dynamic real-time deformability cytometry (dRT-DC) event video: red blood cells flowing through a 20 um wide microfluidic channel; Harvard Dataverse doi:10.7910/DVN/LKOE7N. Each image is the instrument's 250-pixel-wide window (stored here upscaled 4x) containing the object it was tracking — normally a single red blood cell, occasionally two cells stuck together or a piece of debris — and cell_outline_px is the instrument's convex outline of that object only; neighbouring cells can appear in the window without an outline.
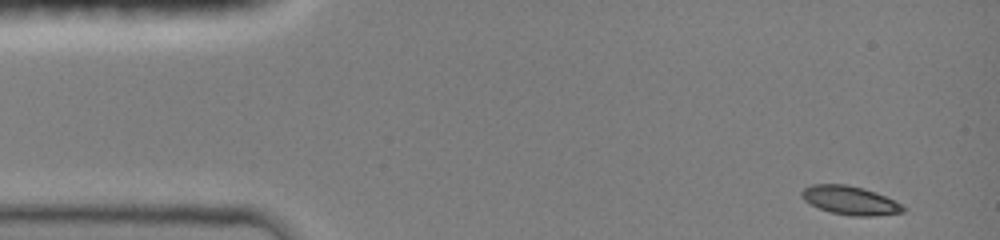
{"species": "common noctule bat (a hibernating species)", "species_latin": "Nyctalus noctula", "temperature_condition": "room temperature", "stored_images_in_passage": 44, "camera_frame_rate_fps": 3000, "um_per_image_px": 0.085, "animal": {"sex": "female", "body_mass_g": 19.0, "forearm_length_mm": 51.5}, "frame": {"image": 1, "passage_image": 1, "time_ms": 0.0, "image_size_px": [1000, 240], "cell_outline_px": [[908, 208], [904, 212], [872, 216], [852, 216], [832, 212], [820, 208], [804, 200], [800, 196], [800, 192], [804, 188], [812, 184], [848, 184], [864, 188], [876, 192], [896, 200]], "centroid_in_image_um": [72.3, 17.02], "position_along_channel_um": 12.7, "area_um2": 17.11}}
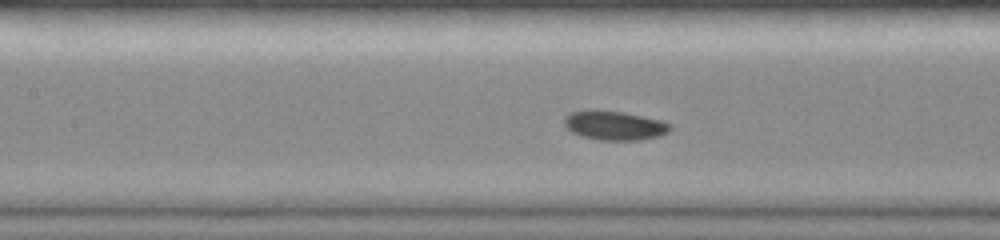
{"frame": {"image": 2, "passage_image": 19, "time_ms": 6.0, "image_size_px": [1000, 240], "cell_outline_px": [[672, 128], [668, 132], [660, 136], [640, 140], [600, 140], [584, 136], [572, 132], [564, 124], [564, 116], [572, 112], [592, 108], [596, 108], [624, 112], [660, 120], [672, 124]], "centroid_in_image_um": [52.24, 10.64], "position_along_channel_um": 155.2, "area_um2": 18.26}}
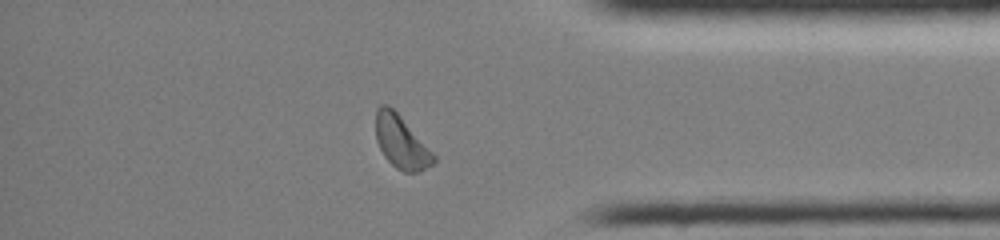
{"frame": {"image": 3, "passage_image": 38, "time_ms": 12.333, "image_size_px": [1000, 240], "cell_outline_px": [[436, 160], [432, 164], [420, 172], [404, 172], [396, 168], [384, 156], [376, 140], [376, 108], [380, 104], [388, 104], [400, 116], [436, 156]], "centroid_in_image_um": [34.09, 12.08], "position_along_channel_um": 401.1, "area_um2": 17.57}, "authors_computed_cell_mechanics": {"area_um2": 17.4845, "velocity_mm_per_s": 4.0062, "shape_relaxation_time_tau1_ms": 2.2951, "shape_relaxation_time_tau2_ms": null, "deformation_change_tau1": 0.0908, "deformation_change_tau2": null}}